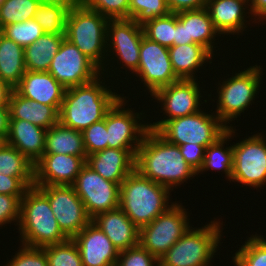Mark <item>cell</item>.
<instances>
[{
	"label": "cell",
	"mask_w": 266,
	"mask_h": 266,
	"mask_svg": "<svg viewBox=\"0 0 266 266\" xmlns=\"http://www.w3.org/2000/svg\"><path fill=\"white\" fill-rule=\"evenodd\" d=\"M135 169L171 192L197 176V172L184 160L179 146L168 142L152 129L146 132L137 150Z\"/></svg>",
	"instance_id": "1"
},
{
	"label": "cell",
	"mask_w": 266,
	"mask_h": 266,
	"mask_svg": "<svg viewBox=\"0 0 266 266\" xmlns=\"http://www.w3.org/2000/svg\"><path fill=\"white\" fill-rule=\"evenodd\" d=\"M105 77L101 74L89 83L66 89L58 121L64 126L83 132L93 123L103 120L106 113L123 96L115 92L114 85H109L115 81ZM106 80L111 82L106 84Z\"/></svg>",
	"instance_id": "2"
},
{
	"label": "cell",
	"mask_w": 266,
	"mask_h": 266,
	"mask_svg": "<svg viewBox=\"0 0 266 266\" xmlns=\"http://www.w3.org/2000/svg\"><path fill=\"white\" fill-rule=\"evenodd\" d=\"M171 195L168 188L134 169L120 185L119 208L140 229L175 203Z\"/></svg>",
	"instance_id": "3"
},
{
	"label": "cell",
	"mask_w": 266,
	"mask_h": 266,
	"mask_svg": "<svg viewBox=\"0 0 266 266\" xmlns=\"http://www.w3.org/2000/svg\"><path fill=\"white\" fill-rule=\"evenodd\" d=\"M20 244L29 247L48 246L68 240L58 226L48 198L36 187H29L20 203L17 225Z\"/></svg>",
	"instance_id": "4"
},
{
	"label": "cell",
	"mask_w": 266,
	"mask_h": 266,
	"mask_svg": "<svg viewBox=\"0 0 266 266\" xmlns=\"http://www.w3.org/2000/svg\"><path fill=\"white\" fill-rule=\"evenodd\" d=\"M263 71L265 70L261 65L253 64L244 70H238V73L235 72L231 77L226 74L228 78L222 77V80L217 83L218 87H215L217 96L213 98L217 99V104L216 111L213 112L227 128L235 127L230 123L235 122V119L241 117L251 108L249 106L255 103V98L257 99L262 86Z\"/></svg>",
	"instance_id": "5"
},
{
	"label": "cell",
	"mask_w": 266,
	"mask_h": 266,
	"mask_svg": "<svg viewBox=\"0 0 266 266\" xmlns=\"http://www.w3.org/2000/svg\"><path fill=\"white\" fill-rule=\"evenodd\" d=\"M220 219L214 218L203 227L191 226L159 259V266H213V258L218 255L222 237H225L222 234L224 222Z\"/></svg>",
	"instance_id": "6"
},
{
	"label": "cell",
	"mask_w": 266,
	"mask_h": 266,
	"mask_svg": "<svg viewBox=\"0 0 266 266\" xmlns=\"http://www.w3.org/2000/svg\"><path fill=\"white\" fill-rule=\"evenodd\" d=\"M109 19L81 3L69 9L65 38L73 43L100 69L107 58L106 36Z\"/></svg>",
	"instance_id": "7"
},
{
	"label": "cell",
	"mask_w": 266,
	"mask_h": 266,
	"mask_svg": "<svg viewBox=\"0 0 266 266\" xmlns=\"http://www.w3.org/2000/svg\"><path fill=\"white\" fill-rule=\"evenodd\" d=\"M143 36V26L137 24L133 19L109 20L106 36L107 58L105 66L101 69V74L106 75V78L115 77L114 74H116V72L124 73V71H119L120 69H127L125 71L126 76H128L127 73L129 74L130 72V75L133 74L139 66V53ZM115 62H117L118 67L114 65L116 64ZM114 70H116V72Z\"/></svg>",
	"instance_id": "8"
},
{
	"label": "cell",
	"mask_w": 266,
	"mask_h": 266,
	"mask_svg": "<svg viewBox=\"0 0 266 266\" xmlns=\"http://www.w3.org/2000/svg\"><path fill=\"white\" fill-rule=\"evenodd\" d=\"M167 120L157 132L168 142L177 146L186 143L202 145L213 144L227 130L219 117L210 110ZM211 113V114H210Z\"/></svg>",
	"instance_id": "9"
},
{
	"label": "cell",
	"mask_w": 266,
	"mask_h": 266,
	"mask_svg": "<svg viewBox=\"0 0 266 266\" xmlns=\"http://www.w3.org/2000/svg\"><path fill=\"white\" fill-rule=\"evenodd\" d=\"M182 203L175 201L164 213L140 228L139 244L158 260L194 225Z\"/></svg>",
	"instance_id": "10"
},
{
	"label": "cell",
	"mask_w": 266,
	"mask_h": 266,
	"mask_svg": "<svg viewBox=\"0 0 266 266\" xmlns=\"http://www.w3.org/2000/svg\"><path fill=\"white\" fill-rule=\"evenodd\" d=\"M122 95L106 113L107 144L108 148L128 149L136 156L144 135L149 130V121L144 119L150 114H145L143 110L135 112L137 110L132 107L129 108V106L125 108L129 105L127 104L129 96H124V93Z\"/></svg>",
	"instance_id": "11"
},
{
	"label": "cell",
	"mask_w": 266,
	"mask_h": 266,
	"mask_svg": "<svg viewBox=\"0 0 266 266\" xmlns=\"http://www.w3.org/2000/svg\"><path fill=\"white\" fill-rule=\"evenodd\" d=\"M245 137L233 142L231 181L259 191L266 185V136L257 132Z\"/></svg>",
	"instance_id": "12"
},
{
	"label": "cell",
	"mask_w": 266,
	"mask_h": 266,
	"mask_svg": "<svg viewBox=\"0 0 266 266\" xmlns=\"http://www.w3.org/2000/svg\"><path fill=\"white\" fill-rule=\"evenodd\" d=\"M201 88L198 79H180L149 96V98L152 97L155 100L153 101L154 103L160 104L157 105L158 108L161 107L160 109H162L160 113L165 114L163 119L160 117L161 120L158 119L159 121L149 122V129L157 131L167 120L183 117L202 110L203 107L200 106L208 103L209 100L203 97L202 90L205 89Z\"/></svg>",
	"instance_id": "13"
},
{
	"label": "cell",
	"mask_w": 266,
	"mask_h": 266,
	"mask_svg": "<svg viewBox=\"0 0 266 266\" xmlns=\"http://www.w3.org/2000/svg\"><path fill=\"white\" fill-rule=\"evenodd\" d=\"M140 61L133 76L139 77L145 95L152 96L157 90L180 80L172 68L169 49L150 40L145 35L140 46ZM148 90V91H147ZM148 92V93H147ZM150 93V94H149Z\"/></svg>",
	"instance_id": "14"
},
{
	"label": "cell",
	"mask_w": 266,
	"mask_h": 266,
	"mask_svg": "<svg viewBox=\"0 0 266 266\" xmlns=\"http://www.w3.org/2000/svg\"><path fill=\"white\" fill-rule=\"evenodd\" d=\"M36 187L48 198L58 226L68 239H73L91 222L84 203L72 185Z\"/></svg>",
	"instance_id": "15"
},
{
	"label": "cell",
	"mask_w": 266,
	"mask_h": 266,
	"mask_svg": "<svg viewBox=\"0 0 266 266\" xmlns=\"http://www.w3.org/2000/svg\"><path fill=\"white\" fill-rule=\"evenodd\" d=\"M92 219L119 207L120 185L101 177L85 164L72 184Z\"/></svg>",
	"instance_id": "16"
},
{
	"label": "cell",
	"mask_w": 266,
	"mask_h": 266,
	"mask_svg": "<svg viewBox=\"0 0 266 266\" xmlns=\"http://www.w3.org/2000/svg\"><path fill=\"white\" fill-rule=\"evenodd\" d=\"M48 72L66 89L89 83L101 75V69L66 38Z\"/></svg>",
	"instance_id": "17"
},
{
	"label": "cell",
	"mask_w": 266,
	"mask_h": 266,
	"mask_svg": "<svg viewBox=\"0 0 266 266\" xmlns=\"http://www.w3.org/2000/svg\"><path fill=\"white\" fill-rule=\"evenodd\" d=\"M87 156L44 154L34 164V186L72 185Z\"/></svg>",
	"instance_id": "18"
},
{
	"label": "cell",
	"mask_w": 266,
	"mask_h": 266,
	"mask_svg": "<svg viewBox=\"0 0 266 266\" xmlns=\"http://www.w3.org/2000/svg\"><path fill=\"white\" fill-rule=\"evenodd\" d=\"M205 8L214 27L223 38L225 35L242 36L251 22L257 23L250 10V0H207ZM247 18L251 20L247 21Z\"/></svg>",
	"instance_id": "19"
},
{
	"label": "cell",
	"mask_w": 266,
	"mask_h": 266,
	"mask_svg": "<svg viewBox=\"0 0 266 266\" xmlns=\"http://www.w3.org/2000/svg\"><path fill=\"white\" fill-rule=\"evenodd\" d=\"M83 266H116L119 250L106 234L90 222L74 238Z\"/></svg>",
	"instance_id": "20"
},
{
	"label": "cell",
	"mask_w": 266,
	"mask_h": 266,
	"mask_svg": "<svg viewBox=\"0 0 266 266\" xmlns=\"http://www.w3.org/2000/svg\"><path fill=\"white\" fill-rule=\"evenodd\" d=\"M14 90L27 99L52 106L59 113L66 88L49 72L26 70Z\"/></svg>",
	"instance_id": "21"
},
{
	"label": "cell",
	"mask_w": 266,
	"mask_h": 266,
	"mask_svg": "<svg viewBox=\"0 0 266 266\" xmlns=\"http://www.w3.org/2000/svg\"><path fill=\"white\" fill-rule=\"evenodd\" d=\"M86 164L104 179L121 185L135 169V156L128 149L107 147L88 155Z\"/></svg>",
	"instance_id": "22"
},
{
	"label": "cell",
	"mask_w": 266,
	"mask_h": 266,
	"mask_svg": "<svg viewBox=\"0 0 266 266\" xmlns=\"http://www.w3.org/2000/svg\"><path fill=\"white\" fill-rule=\"evenodd\" d=\"M91 222L106 234L119 252L139 245L140 229L119 207L96 215Z\"/></svg>",
	"instance_id": "23"
},
{
	"label": "cell",
	"mask_w": 266,
	"mask_h": 266,
	"mask_svg": "<svg viewBox=\"0 0 266 266\" xmlns=\"http://www.w3.org/2000/svg\"><path fill=\"white\" fill-rule=\"evenodd\" d=\"M46 129L20 119H9L7 144L35 164L43 155Z\"/></svg>",
	"instance_id": "24"
},
{
	"label": "cell",
	"mask_w": 266,
	"mask_h": 266,
	"mask_svg": "<svg viewBox=\"0 0 266 266\" xmlns=\"http://www.w3.org/2000/svg\"><path fill=\"white\" fill-rule=\"evenodd\" d=\"M168 49L175 75L184 80H197L195 74L205 64L212 65L215 58L205 47L197 43L173 45Z\"/></svg>",
	"instance_id": "25"
},
{
	"label": "cell",
	"mask_w": 266,
	"mask_h": 266,
	"mask_svg": "<svg viewBox=\"0 0 266 266\" xmlns=\"http://www.w3.org/2000/svg\"><path fill=\"white\" fill-rule=\"evenodd\" d=\"M176 14L177 18L186 24L187 41H194L216 56L214 50L217 52L215 48H218L216 45L219 42L216 37L221 35L214 27L207 9L182 11ZM216 40H218L217 43Z\"/></svg>",
	"instance_id": "26"
},
{
	"label": "cell",
	"mask_w": 266,
	"mask_h": 266,
	"mask_svg": "<svg viewBox=\"0 0 266 266\" xmlns=\"http://www.w3.org/2000/svg\"><path fill=\"white\" fill-rule=\"evenodd\" d=\"M10 119H20L48 130L58 122V112L49 105L27 99L14 89L9 98Z\"/></svg>",
	"instance_id": "27"
},
{
	"label": "cell",
	"mask_w": 266,
	"mask_h": 266,
	"mask_svg": "<svg viewBox=\"0 0 266 266\" xmlns=\"http://www.w3.org/2000/svg\"><path fill=\"white\" fill-rule=\"evenodd\" d=\"M236 131V127L227 128L226 132L221 137L205 148L204 162L197 175H199V173L201 175L212 169V171L214 170L218 173L222 172V174H225V179L231 182L233 170V144L230 143V146H227L229 145L227 142L232 141L230 139L234 140V136L238 137L236 136L238 135Z\"/></svg>",
	"instance_id": "28"
},
{
	"label": "cell",
	"mask_w": 266,
	"mask_h": 266,
	"mask_svg": "<svg viewBox=\"0 0 266 266\" xmlns=\"http://www.w3.org/2000/svg\"><path fill=\"white\" fill-rule=\"evenodd\" d=\"M44 154L87 156L82 132L58 121L46 132Z\"/></svg>",
	"instance_id": "29"
},
{
	"label": "cell",
	"mask_w": 266,
	"mask_h": 266,
	"mask_svg": "<svg viewBox=\"0 0 266 266\" xmlns=\"http://www.w3.org/2000/svg\"><path fill=\"white\" fill-rule=\"evenodd\" d=\"M65 34L44 33L24 48L25 68L33 72H48L53 57L58 52Z\"/></svg>",
	"instance_id": "30"
},
{
	"label": "cell",
	"mask_w": 266,
	"mask_h": 266,
	"mask_svg": "<svg viewBox=\"0 0 266 266\" xmlns=\"http://www.w3.org/2000/svg\"><path fill=\"white\" fill-rule=\"evenodd\" d=\"M25 72L24 48L0 33V79L14 89Z\"/></svg>",
	"instance_id": "31"
},
{
	"label": "cell",
	"mask_w": 266,
	"mask_h": 266,
	"mask_svg": "<svg viewBox=\"0 0 266 266\" xmlns=\"http://www.w3.org/2000/svg\"><path fill=\"white\" fill-rule=\"evenodd\" d=\"M75 5H61L56 3H40L35 13V20L42 27L44 33L65 34L66 19L69 9Z\"/></svg>",
	"instance_id": "32"
},
{
	"label": "cell",
	"mask_w": 266,
	"mask_h": 266,
	"mask_svg": "<svg viewBox=\"0 0 266 266\" xmlns=\"http://www.w3.org/2000/svg\"><path fill=\"white\" fill-rule=\"evenodd\" d=\"M231 257L234 266H266V239L255 232Z\"/></svg>",
	"instance_id": "33"
},
{
	"label": "cell",
	"mask_w": 266,
	"mask_h": 266,
	"mask_svg": "<svg viewBox=\"0 0 266 266\" xmlns=\"http://www.w3.org/2000/svg\"><path fill=\"white\" fill-rule=\"evenodd\" d=\"M0 173L11 177H34V164L6 143L0 149Z\"/></svg>",
	"instance_id": "34"
},
{
	"label": "cell",
	"mask_w": 266,
	"mask_h": 266,
	"mask_svg": "<svg viewBox=\"0 0 266 266\" xmlns=\"http://www.w3.org/2000/svg\"><path fill=\"white\" fill-rule=\"evenodd\" d=\"M39 0H4L0 5V30L14 23L35 18Z\"/></svg>",
	"instance_id": "35"
},
{
	"label": "cell",
	"mask_w": 266,
	"mask_h": 266,
	"mask_svg": "<svg viewBox=\"0 0 266 266\" xmlns=\"http://www.w3.org/2000/svg\"><path fill=\"white\" fill-rule=\"evenodd\" d=\"M143 26L144 35L167 48L173 46L175 38V13L147 21Z\"/></svg>",
	"instance_id": "36"
},
{
	"label": "cell",
	"mask_w": 266,
	"mask_h": 266,
	"mask_svg": "<svg viewBox=\"0 0 266 266\" xmlns=\"http://www.w3.org/2000/svg\"><path fill=\"white\" fill-rule=\"evenodd\" d=\"M48 266H83L80 251L73 239L42 247Z\"/></svg>",
	"instance_id": "37"
},
{
	"label": "cell",
	"mask_w": 266,
	"mask_h": 266,
	"mask_svg": "<svg viewBox=\"0 0 266 266\" xmlns=\"http://www.w3.org/2000/svg\"><path fill=\"white\" fill-rule=\"evenodd\" d=\"M169 13L166 0H129V19L139 25Z\"/></svg>",
	"instance_id": "38"
},
{
	"label": "cell",
	"mask_w": 266,
	"mask_h": 266,
	"mask_svg": "<svg viewBox=\"0 0 266 266\" xmlns=\"http://www.w3.org/2000/svg\"><path fill=\"white\" fill-rule=\"evenodd\" d=\"M0 33L25 48L42 36L44 31L35 19H31L7 25L0 30Z\"/></svg>",
	"instance_id": "39"
},
{
	"label": "cell",
	"mask_w": 266,
	"mask_h": 266,
	"mask_svg": "<svg viewBox=\"0 0 266 266\" xmlns=\"http://www.w3.org/2000/svg\"><path fill=\"white\" fill-rule=\"evenodd\" d=\"M80 3L109 20L129 19V0H80Z\"/></svg>",
	"instance_id": "40"
},
{
	"label": "cell",
	"mask_w": 266,
	"mask_h": 266,
	"mask_svg": "<svg viewBox=\"0 0 266 266\" xmlns=\"http://www.w3.org/2000/svg\"><path fill=\"white\" fill-rule=\"evenodd\" d=\"M82 134L87 156L106 149L108 147L106 115L103 120L93 123Z\"/></svg>",
	"instance_id": "41"
},
{
	"label": "cell",
	"mask_w": 266,
	"mask_h": 266,
	"mask_svg": "<svg viewBox=\"0 0 266 266\" xmlns=\"http://www.w3.org/2000/svg\"><path fill=\"white\" fill-rule=\"evenodd\" d=\"M19 245V250L3 266H48L43 248Z\"/></svg>",
	"instance_id": "42"
},
{
	"label": "cell",
	"mask_w": 266,
	"mask_h": 266,
	"mask_svg": "<svg viewBox=\"0 0 266 266\" xmlns=\"http://www.w3.org/2000/svg\"><path fill=\"white\" fill-rule=\"evenodd\" d=\"M116 266H159V260L139 244L120 251Z\"/></svg>",
	"instance_id": "43"
},
{
	"label": "cell",
	"mask_w": 266,
	"mask_h": 266,
	"mask_svg": "<svg viewBox=\"0 0 266 266\" xmlns=\"http://www.w3.org/2000/svg\"><path fill=\"white\" fill-rule=\"evenodd\" d=\"M34 186V177H11L0 173V194L17 196L20 200L29 187Z\"/></svg>",
	"instance_id": "44"
},
{
	"label": "cell",
	"mask_w": 266,
	"mask_h": 266,
	"mask_svg": "<svg viewBox=\"0 0 266 266\" xmlns=\"http://www.w3.org/2000/svg\"><path fill=\"white\" fill-rule=\"evenodd\" d=\"M20 203L21 200L17 196L0 194V227L11 225V223H14L15 226L18 225Z\"/></svg>",
	"instance_id": "45"
},
{
	"label": "cell",
	"mask_w": 266,
	"mask_h": 266,
	"mask_svg": "<svg viewBox=\"0 0 266 266\" xmlns=\"http://www.w3.org/2000/svg\"><path fill=\"white\" fill-rule=\"evenodd\" d=\"M184 160L198 173L204 162L205 147L194 143L179 145Z\"/></svg>",
	"instance_id": "46"
},
{
	"label": "cell",
	"mask_w": 266,
	"mask_h": 266,
	"mask_svg": "<svg viewBox=\"0 0 266 266\" xmlns=\"http://www.w3.org/2000/svg\"><path fill=\"white\" fill-rule=\"evenodd\" d=\"M172 13L198 10L206 7L207 0H166Z\"/></svg>",
	"instance_id": "47"
},
{
	"label": "cell",
	"mask_w": 266,
	"mask_h": 266,
	"mask_svg": "<svg viewBox=\"0 0 266 266\" xmlns=\"http://www.w3.org/2000/svg\"><path fill=\"white\" fill-rule=\"evenodd\" d=\"M250 10L254 20L259 24L265 25L266 21V0H250Z\"/></svg>",
	"instance_id": "48"
},
{
	"label": "cell",
	"mask_w": 266,
	"mask_h": 266,
	"mask_svg": "<svg viewBox=\"0 0 266 266\" xmlns=\"http://www.w3.org/2000/svg\"><path fill=\"white\" fill-rule=\"evenodd\" d=\"M195 43L194 41H187L186 24H183L175 14V38L173 45H182Z\"/></svg>",
	"instance_id": "49"
},
{
	"label": "cell",
	"mask_w": 266,
	"mask_h": 266,
	"mask_svg": "<svg viewBox=\"0 0 266 266\" xmlns=\"http://www.w3.org/2000/svg\"><path fill=\"white\" fill-rule=\"evenodd\" d=\"M9 106H0V137L7 140L9 133Z\"/></svg>",
	"instance_id": "50"
},
{
	"label": "cell",
	"mask_w": 266,
	"mask_h": 266,
	"mask_svg": "<svg viewBox=\"0 0 266 266\" xmlns=\"http://www.w3.org/2000/svg\"><path fill=\"white\" fill-rule=\"evenodd\" d=\"M13 88L0 79V106H8Z\"/></svg>",
	"instance_id": "51"
},
{
	"label": "cell",
	"mask_w": 266,
	"mask_h": 266,
	"mask_svg": "<svg viewBox=\"0 0 266 266\" xmlns=\"http://www.w3.org/2000/svg\"><path fill=\"white\" fill-rule=\"evenodd\" d=\"M40 3H56L61 5H78L80 0H39Z\"/></svg>",
	"instance_id": "52"
},
{
	"label": "cell",
	"mask_w": 266,
	"mask_h": 266,
	"mask_svg": "<svg viewBox=\"0 0 266 266\" xmlns=\"http://www.w3.org/2000/svg\"><path fill=\"white\" fill-rule=\"evenodd\" d=\"M7 143V140L4 137H0V149Z\"/></svg>",
	"instance_id": "53"
}]
</instances>
